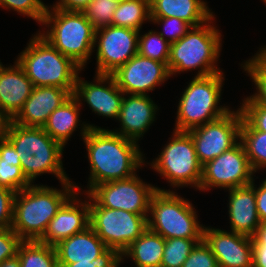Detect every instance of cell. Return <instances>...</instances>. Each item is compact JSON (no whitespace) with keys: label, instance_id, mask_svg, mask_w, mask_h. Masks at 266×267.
<instances>
[{"label":"cell","instance_id":"1","mask_svg":"<svg viewBox=\"0 0 266 267\" xmlns=\"http://www.w3.org/2000/svg\"><path fill=\"white\" fill-rule=\"evenodd\" d=\"M84 123L80 134L90 163L88 190H84V194L100 183L132 177L145 165L137 142L112 130Z\"/></svg>","mask_w":266,"mask_h":267},{"label":"cell","instance_id":"2","mask_svg":"<svg viewBox=\"0 0 266 267\" xmlns=\"http://www.w3.org/2000/svg\"><path fill=\"white\" fill-rule=\"evenodd\" d=\"M73 183L62 182V190L43 184H32L17 192L13 203L11 229L23 241L39 240L61 206L76 191H80Z\"/></svg>","mask_w":266,"mask_h":267},{"label":"cell","instance_id":"3","mask_svg":"<svg viewBox=\"0 0 266 267\" xmlns=\"http://www.w3.org/2000/svg\"><path fill=\"white\" fill-rule=\"evenodd\" d=\"M1 133L16 149L20 167L31 184L44 173L55 175L60 183L71 181L63 170L62 155L65 147L55 141L42 127L22 126L8 120Z\"/></svg>","mask_w":266,"mask_h":267},{"label":"cell","instance_id":"4","mask_svg":"<svg viewBox=\"0 0 266 267\" xmlns=\"http://www.w3.org/2000/svg\"><path fill=\"white\" fill-rule=\"evenodd\" d=\"M16 61L34 87L56 86L68 90L72 95L77 76L83 70L54 48L40 32L30 39Z\"/></svg>","mask_w":266,"mask_h":267},{"label":"cell","instance_id":"5","mask_svg":"<svg viewBox=\"0 0 266 267\" xmlns=\"http://www.w3.org/2000/svg\"><path fill=\"white\" fill-rule=\"evenodd\" d=\"M215 18L213 16L205 24L192 27L185 36L171 44L167 64L171 77L197 69L195 77L222 72L216 65L222 48V35L212 23Z\"/></svg>","mask_w":266,"mask_h":267},{"label":"cell","instance_id":"6","mask_svg":"<svg viewBox=\"0 0 266 267\" xmlns=\"http://www.w3.org/2000/svg\"><path fill=\"white\" fill-rule=\"evenodd\" d=\"M40 34L61 54L71 58L82 69L94 52L96 29L82 11L47 8Z\"/></svg>","mask_w":266,"mask_h":267},{"label":"cell","instance_id":"7","mask_svg":"<svg viewBox=\"0 0 266 267\" xmlns=\"http://www.w3.org/2000/svg\"><path fill=\"white\" fill-rule=\"evenodd\" d=\"M224 78L223 72L202 77L194 76L179 99L174 130L189 131L230 111L228 106H218L221 102Z\"/></svg>","mask_w":266,"mask_h":267},{"label":"cell","instance_id":"8","mask_svg":"<svg viewBox=\"0 0 266 267\" xmlns=\"http://www.w3.org/2000/svg\"><path fill=\"white\" fill-rule=\"evenodd\" d=\"M148 228L164 239H203L204 227L192 203L173 190L157 188L150 201Z\"/></svg>","mask_w":266,"mask_h":267},{"label":"cell","instance_id":"9","mask_svg":"<svg viewBox=\"0 0 266 267\" xmlns=\"http://www.w3.org/2000/svg\"><path fill=\"white\" fill-rule=\"evenodd\" d=\"M171 136L150 166L174 188L189 185L199 190L202 165L198 161L191 135L187 131L173 130Z\"/></svg>","mask_w":266,"mask_h":267},{"label":"cell","instance_id":"10","mask_svg":"<svg viewBox=\"0 0 266 267\" xmlns=\"http://www.w3.org/2000/svg\"><path fill=\"white\" fill-rule=\"evenodd\" d=\"M156 186L145 184L137 174L127 179L100 183L86 195L89 206L122 209L139 215H148L150 201Z\"/></svg>","mask_w":266,"mask_h":267},{"label":"cell","instance_id":"11","mask_svg":"<svg viewBox=\"0 0 266 267\" xmlns=\"http://www.w3.org/2000/svg\"><path fill=\"white\" fill-rule=\"evenodd\" d=\"M149 215L90 206L89 226L108 248L122 254L148 228Z\"/></svg>","mask_w":266,"mask_h":267},{"label":"cell","instance_id":"12","mask_svg":"<svg viewBox=\"0 0 266 267\" xmlns=\"http://www.w3.org/2000/svg\"><path fill=\"white\" fill-rule=\"evenodd\" d=\"M242 117L240 108L236 111L230 110L222 117L187 131L202 166L239 142Z\"/></svg>","mask_w":266,"mask_h":267},{"label":"cell","instance_id":"13","mask_svg":"<svg viewBox=\"0 0 266 267\" xmlns=\"http://www.w3.org/2000/svg\"><path fill=\"white\" fill-rule=\"evenodd\" d=\"M243 144L239 141L230 150L202 166V179L199 190L211 188L231 189L249 185L255 175Z\"/></svg>","mask_w":266,"mask_h":267},{"label":"cell","instance_id":"14","mask_svg":"<svg viewBox=\"0 0 266 267\" xmlns=\"http://www.w3.org/2000/svg\"><path fill=\"white\" fill-rule=\"evenodd\" d=\"M138 34L139 31L114 25L97 29L94 40L96 74L111 75L135 56Z\"/></svg>","mask_w":266,"mask_h":267},{"label":"cell","instance_id":"15","mask_svg":"<svg viewBox=\"0 0 266 267\" xmlns=\"http://www.w3.org/2000/svg\"><path fill=\"white\" fill-rule=\"evenodd\" d=\"M124 94L148 95L156 86L169 79L170 72L165 63L139 55L111 74Z\"/></svg>","mask_w":266,"mask_h":267},{"label":"cell","instance_id":"16","mask_svg":"<svg viewBox=\"0 0 266 267\" xmlns=\"http://www.w3.org/2000/svg\"><path fill=\"white\" fill-rule=\"evenodd\" d=\"M95 76L92 83L78 75L73 96L81 106L82 101L86 102L95 114L117 120L124 92L118 88L112 75L95 74Z\"/></svg>","mask_w":266,"mask_h":267},{"label":"cell","instance_id":"17","mask_svg":"<svg viewBox=\"0 0 266 267\" xmlns=\"http://www.w3.org/2000/svg\"><path fill=\"white\" fill-rule=\"evenodd\" d=\"M203 240L216 257L219 267H252V237L204 227Z\"/></svg>","mask_w":266,"mask_h":267},{"label":"cell","instance_id":"18","mask_svg":"<svg viewBox=\"0 0 266 267\" xmlns=\"http://www.w3.org/2000/svg\"><path fill=\"white\" fill-rule=\"evenodd\" d=\"M76 191L58 210L38 240L40 243L55 246L59 241L69 238L89 227L90 206L86 198L83 202L77 198Z\"/></svg>","mask_w":266,"mask_h":267},{"label":"cell","instance_id":"19","mask_svg":"<svg viewBox=\"0 0 266 267\" xmlns=\"http://www.w3.org/2000/svg\"><path fill=\"white\" fill-rule=\"evenodd\" d=\"M124 96L117 119L121 128L112 131L138 143L152 126L159 109L149 95L124 94Z\"/></svg>","mask_w":266,"mask_h":267},{"label":"cell","instance_id":"20","mask_svg":"<svg viewBox=\"0 0 266 267\" xmlns=\"http://www.w3.org/2000/svg\"><path fill=\"white\" fill-rule=\"evenodd\" d=\"M33 88L17 61L9 67H4L0 62V115L5 121L13 120L18 115Z\"/></svg>","mask_w":266,"mask_h":267},{"label":"cell","instance_id":"21","mask_svg":"<svg viewBox=\"0 0 266 267\" xmlns=\"http://www.w3.org/2000/svg\"><path fill=\"white\" fill-rule=\"evenodd\" d=\"M72 94L56 86L34 87L22 110L12 120L27 127H43L50 114Z\"/></svg>","mask_w":266,"mask_h":267},{"label":"cell","instance_id":"22","mask_svg":"<svg viewBox=\"0 0 266 267\" xmlns=\"http://www.w3.org/2000/svg\"><path fill=\"white\" fill-rule=\"evenodd\" d=\"M255 180L246 186L228 189L231 232L252 237L261 221L256 208Z\"/></svg>","mask_w":266,"mask_h":267},{"label":"cell","instance_id":"23","mask_svg":"<svg viewBox=\"0 0 266 267\" xmlns=\"http://www.w3.org/2000/svg\"><path fill=\"white\" fill-rule=\"evenodd\" d=\"M54 247L58 264L92 262L108 249L90 226L59 241Z\"/></svg>","mask_w":266,"mask_h":267},{"label":"cell","instance_id":"24","mask_svg":"<svg viewBox=\"0 0 266 267\" xmlns=\"http://www.w3.org/2000/svg\"><path fill=\"white\" fill-rule=\"evenodd\" d=\"M203 0H150L151 18L176 17L192 27L201 26L214 15Z\"/></svg>","mask_w":266,"mask_h":267},{"label":"cell","instance_id":"25","mask_svg":"<svg viewBox=\"0 0 266 267\" xmlns=\"http://www.w3.org/2000/svg\"><path fill=\"white\" fill-rule=\"evenodd\" d=\"M80 107V103L72 95L50 114L42 128L55 141L65 147L71 135H73L76 128L78 129V126H80Z\"/></svg>","mask_w":266,"mask_h":267},{"label":"cell","instance_id":"26","mask_svg":"<svg viewBox=\"0 0 266 267\" xmlns=\"http://www.w3.org/2000/svg\"><path fill=\"white\" fill-rule=\"evenodd\" d=\"M165 246V239L147 228L121 254L123 260L132 258L136 267H160ZM124 257V258H123Z\"/></svg>","mask_w":266,"mask_h":267},{"label":"cell","instance_id":"27","mask_svg":"<svg viewBox=\"0 0 266 267\" xmlns=\"http://www.w3.org/2000/svg\"><path fill=\"white\" fill-rule=\"evenodd\" d=\"M145 21H151L150 0H119L112 25L140 31Z\"/></svg>","mask_w":266,"mask_h":267},{"label":"cell","instance_id":"28","mask_svg":"<svg viewBox=\"0 0 266 267\" xmlns=\"http://www.w3.org/2000/svg\"><path fill=\"white\" fill-rule=\"evenodd\" d=\"M249 163L256 173L266 169V132L255 130L243 117L240 127V140Z\"/></svg>","mask_w":266,"mask_h":267},{"label":"cell","instance_id":"29","mask_svg":"<svg viewBox=\"0 0 266 267\" xmlns=\"http://www.w3.org/2000/svg\"><path fill=\"white\" fill-rule=\"evenodd\" d=\"M17 255L21 267H58L55 247L38 240L23 241Z\"/></svg>","mask_w":266,"mask_h":267},{"label":"cell","instance_id":"30","mask_svg":"<svg viewBox=\"0 0 266 267\" xmlns=\"http://www.w3.org/2000/svg\"><path fill=\"white\" fill-rule=\"evenodd\" d=\"M171 44L158 32L150 30L141 35L138 34L137 53L143 57L168 64Z\"/></svg>","mask_w":266,"mask_h":267},{"label":"cell","instance_id":"31","mask_svg":"<svg viewBox=\"0 0 266 267\" xmlns=\"http://www.w3.org/2000/svg\"><path fill=\"white\" fill-rule=\"evenodd\" d=\"M202 240L187 238L165 239L160 267H182L193 248Z\"/></svg>","mask_w":266,"mask_h":267},{"label":"cell","instance_id":"32","mask_svg":"<svg viewBox=\"0 0 266 267\" xmlns=\"http://www.w3.org/2000/svg\"><path fill=\"white\" fill-rule=\"evenodd\" d=\"M118 3L119 0H92L82 12L97 30L112 25Z\"/></svg>","mask_w":266,"mask_h":267},{"label":"cell","instance_id":"33","mask_svg":"<svg viewBox=\"0 0 266 267\" xmlns=\"http://www.w3.org/2000/svg\"><path fill=\"white\" fill-rule=\"evenodd\" d=\"M20 166V162H8L0 158V186L16 193L31 186Z\"/></svg>","mask_w":266,"mask_h":267},{"label":"cell","instance_id":"34","mask_svg":"<svg viewBox=\"0 0 266 267\" xmlns=\"http://www.w3.org/2000/svg\"><path fill=\"white\" fill-rule=\"evenodd\" d=\"M0 7L26 15L41 25L48 6L41 0H0Z\"/></svg>","mask_w":266,"mask_h":267},{"label":"cell","instance_id":"35","mask_svg":"<svg viewBox=\"0 0 266 267\" xmlns=\"http://www.w3.org/2000/svg\"><path fill=\"white\" fill-rule=\"evenodd\" d=\"M151 22L158 25L163 24V31L161 30L158 33L170 44L181 39L192 28L189 23L176 17L151 18Z\"/></svg>","mask_w":266,"mask_h":267},{"label":"cell","instance_id":"36","mask_svg":"<svg viewBox=\"0 0 266 267\" xmlns=\"http://www.w3.org/2000/svg\"><path fill=\"white\" fill-rule=\"evenodd\" d=\"M239 106L243 118L255 129L266 132V106L254 102L250 97Z\"/></svg>","mask_w":266,"mask_h":267},{"label":"cell","instance_id":"37","mask_svg":"<svg viewBox=\"0 0 266 267\" xmlns=\"http://www.w3.org/2000/svg\"><path fill=\"white\" fill-rule=\"evenodd\" d=\"M182 267H219L217 259L204 240L198 242Z\"/></svg>","mask_w":266,"mask_h":267},{"label":"cell","instance_id":"38","mask_svg":"<svg viewBox=\"0 0 266 267\" xmlns=\"http://www.w3.org/2000/svg\"><path fill=\"white\" fill-rule=\"evenodd\" d=\"M120 263H122L121 254L113 248H108L92 262L58 264V267H119Z\"/></svg>","mask_w":266,"mask_h":267},{"label":"cell","instance_id":"39","mask_svg":"<svg viewBox=\"0 0 266 267\" xmlns=\"http://www.w3.org/2000/svg\"><path fill=\"white\" fill-rule=\"evenodd\" d=\"M15 194L13 190L0 186V230L11 228Z\"/></svg>","mask_w":266,"mask_h":267},{"label":"cell","instance_id":"40","mask_svg":"<svg viewBox=\"0 0 266 267\" xmlns=\"http://www.w3.org/2000/svg\"><path fill=\"white\" fill-rule=\"evenodd\" d=\"M23 240L11 229L0 230V264L15 257Z\"/></svg>","mask_w":266,"mask_h":267},{"label":"cell","instance_id":"41","mask_svg":"<svg viewBox=\"0 0 266 267\" xmlns=\"http://www.w3.org/2000/svg\"><path fill=\"white\" fill-rule=\"evenodd\" d=\"M256 208L261 223L266 222V179L257 188L255 185Z\"/></svg>","mask_w":266,"mask_h":267},{"label":"cell","instance_id":"42","mask_svg":"<svg viewBox=\"0 0 266 267\" xmlns=\"http://www.w3.org/2000/svg\"><path fill=\"white\" fill-rule=\"evenodd\" d=\"M0 158L8 162H20L16 149L2 133H0Z\"/></svg>","mask_w":266,"mask_h":267},{"label":"cell","instance_id":"43","mask_svg":"<svg viewBox=\"0 0 266 267\" xmlns=\"http://www.w3.org/2000/svg\"><path fill=\"white\" fill-rule=\"evenodd\" d=\"M91 1L92 0H58L52 7L50 5L47 8H55L66 11H83Z\"/></svg>","mask_w":266,"mask_h":267},{"label":"cell","instance_id":"44","mask_svg":"<svg viewBox=\"0 0 266 267\" xmlns=\"http://www.w3.org/2000/svg\"><path fill=\"white\" fill-rule=\"evenodd\" d=\"M252 267H266V245H252Z\"/></svg>","mask_w":266,"mask_h":267},{"label":"cell","instance_id":"45","mask_svg":"<svg viewBox=\"0 0 266 267\" xmlns=\"http://www.w3.org/2000/svg\"><path fill=\"white\" fill-rule=\"evenodd\" d=\"M252 245H266V222L261 223L252 236Z\"/></svg>","mask_w":266,"mask_h":267},{"label":"cell","instance_id":"46","mask_svg":"<svg viewBox=\"0 0 266 267\" xmlns=\"http://www.w3.org/2000/svg\"><path fill=\"white\" fill-rule=\"evenodd\" d=\"M0 267H21L18 255H16L15 257L4 260L0 264Z\"/></svg>","mask_w":266,"mask_h":267},{"label":"cell","instance_id":"47","mask_svg":"<svg viewBox=\"0 0 266 267\" xmlns=\"http://www.w3.org/2000/svg\"><path fill=\"white\" fill-rule=\"evenodd\" d=\"M5 120L3 119V117L0 115V133H1V131H2V128H3V126L5 125Z\"/></svg>","mask_w":266,"mask_h":267}]
</instances>
